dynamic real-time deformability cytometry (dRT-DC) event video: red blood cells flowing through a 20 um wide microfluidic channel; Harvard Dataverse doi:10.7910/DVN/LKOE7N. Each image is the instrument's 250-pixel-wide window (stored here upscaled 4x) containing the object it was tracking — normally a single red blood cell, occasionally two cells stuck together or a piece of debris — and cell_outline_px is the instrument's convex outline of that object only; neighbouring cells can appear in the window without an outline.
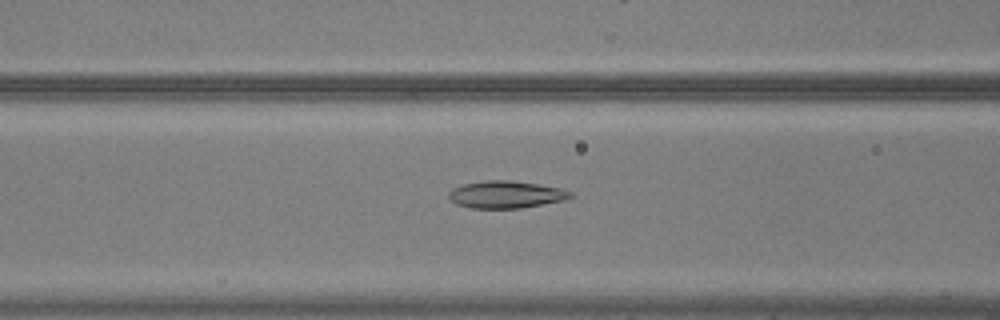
{"species": "common noctule bat (a hibernating species)", "species_latin": "Nyctalus noctula", "temperature_condition": "warm", "stored_images_in_passage": 32, "camera_frame_rate_fps": 3000, "um_per_image_px": 0.085, "animal": {"sex": "male", "body_mass_g": 20.5, "forearm_length_mm": 52.5}, "frame": {"image": 1, "passage_image": 15, "time_ms": 4.667, "image_size_px": [1000, 320], "cell_outline_px": [[572, 196], [564, 200], [520, 208], [472, 208], [456, 204], [448, 196], [448, 192], [452, 188], [464, 184], [484, 180], [508, 180], [536, 184], [560, 188], [572, 192]], "centroid_in_image_um": [42.97, 16.53], "position_along_channel_um": 123.6, "area_um2": 19.13}}
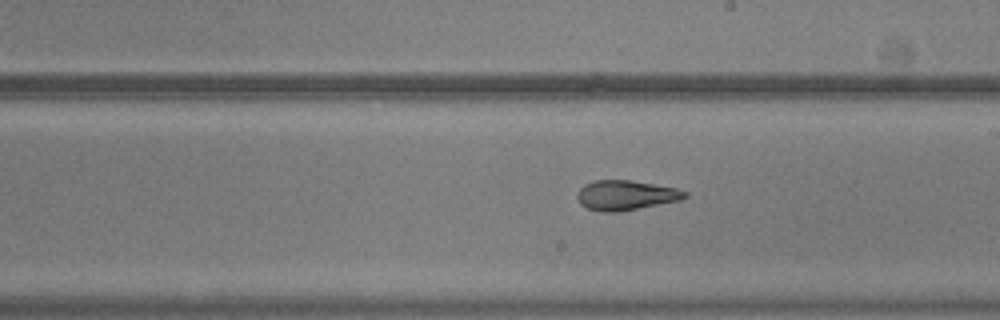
{"frame": {"image": 2, "passage_image": 24, "time_ms": 7.667, "image_size_px": [1000, 320], "cell_outline_px": [[688, 196], [680, 200], [620, 212], [600, 212], [588, 208], [580, 204], [576, 196], [580, 188], [584, 184], [592, 180], [632, 180], [676, 188], [688, 192]], "centroid_in_image_um": [53.18, 16.59], "position_along_channel_um": 235.8, "area_um2": 18.84}}
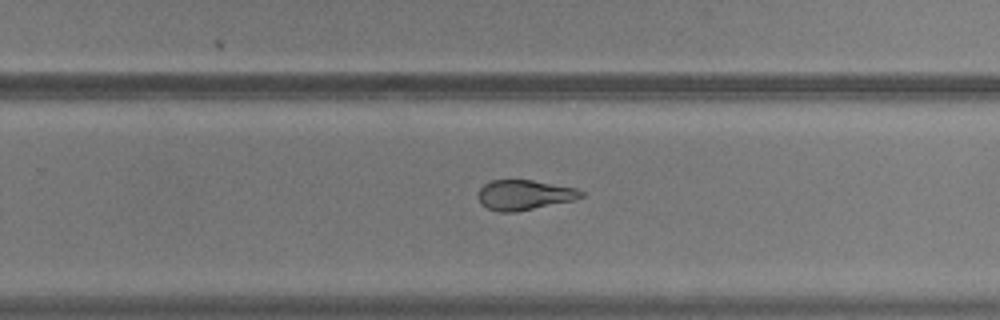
{"frame": {"image": 3, "passage_image": 28, "time_ms": 9.0, "image_size_px": [1000, 320], "cell_outline_px": [[584, 196], [576, 200], [516, 212], [500, 212], [488, 208], [480, 204], [480, 188], [484, 184], [492, 180], [532, 180], [576, 188], [584, 192]], "centroid_in_image_um": [44.61, 16.57], "position_along_channel_um": 285.2, "area_um2": 17.98}}